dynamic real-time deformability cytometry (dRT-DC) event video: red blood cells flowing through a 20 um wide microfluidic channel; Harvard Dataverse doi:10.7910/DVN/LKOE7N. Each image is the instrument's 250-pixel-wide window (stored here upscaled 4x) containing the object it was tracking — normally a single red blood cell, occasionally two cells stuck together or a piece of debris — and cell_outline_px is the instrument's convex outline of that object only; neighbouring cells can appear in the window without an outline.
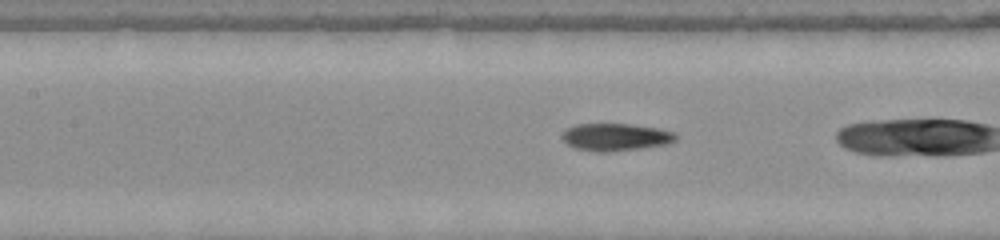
{"species": "common noctule bat (a hibernating species)", "species_latin": "Nyctalus noctula", "temperature_condition": "warm", "stored_images_in_passage": 20, "camera_frame_rate_fps": 3000, "um_per_image_px": 0.085, "animal": {"sex": "female", "body_mass_g": 22.0, "forearm_length_mm": 56.7}, "frame": {"image": 1, "passage_image": 18, "time_ms": 5.667, "image_size_px": [1000, 240], "cell_outline_px": [[676, 140], [668, 144], [640, 148], [608, 152], [596, 152], [576, 148], [568, 144], [560, 136], [568, 128], [576, 124], [632, 124], [660, 128], [676, 132]], "centroid_in_image_um": [52.36, 11.64], "position_along_channel_um": 155.0, "area_um2": 18.21}}